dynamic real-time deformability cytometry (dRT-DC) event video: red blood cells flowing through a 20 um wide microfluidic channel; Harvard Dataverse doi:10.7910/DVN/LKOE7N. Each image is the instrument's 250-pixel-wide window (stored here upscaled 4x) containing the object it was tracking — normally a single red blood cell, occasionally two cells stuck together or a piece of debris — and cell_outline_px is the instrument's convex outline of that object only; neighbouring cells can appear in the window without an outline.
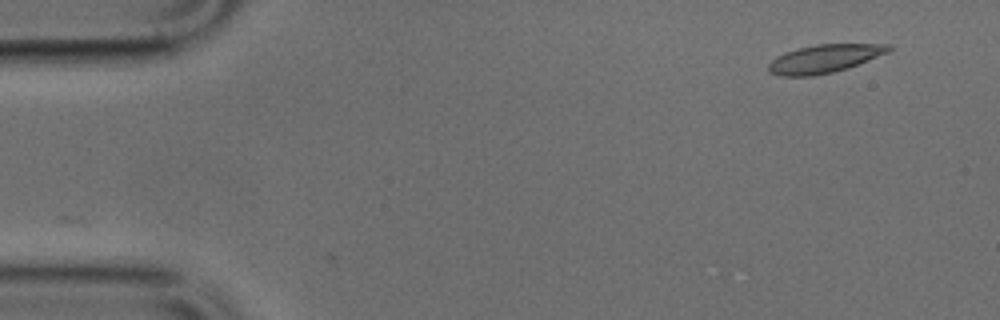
{"species": "common noctule bat (a hibernating species)", "species_latin": "Nyctalus noctula", "temperature_condition": "cold", "stored_images_in_passage": 39, "camera_frame_rate_fps": 3000, "um_per_image_px": 0.085, "animal": {"sex": "male", "body_mass_g": 17.9, "forearm_length_mm": 54.2}, "frame": {"image": 1, "passage_image": 1, "time_ms": 0.0, "image_size_px": [1000, 320], "cell_outline_px": [[892, 48], [888, 52], [848, 68], [832, 72], [812, 76], [780, 76], [768, 72], [768, 64], [776, 56], [800, 48], [816, 44], [892, 44]], "centroid_in_image_um": [70.07, 4.99], "position_along_channel_um": 14.9, "area_um2": 19.59}}
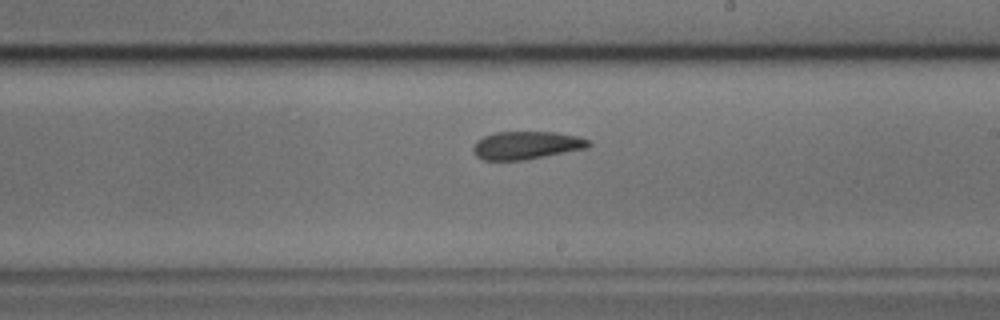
{"frame": {"image": 2, "passage_image": 26, "time_ms": 8.333, "image_size_px": [1000, 320], "cell_outline_px": [[592, 144], [588, 148], [524, 160], [484, 160], [476, 156], [472, 148], [476, 140], [484, 136], [496, 132], [556, 132], [580, 136], [592, 140]], "centroid_in_image_um": [44.79, 12.34], "position_along_channel_um": 244.2, "area_um2": 19.02}}
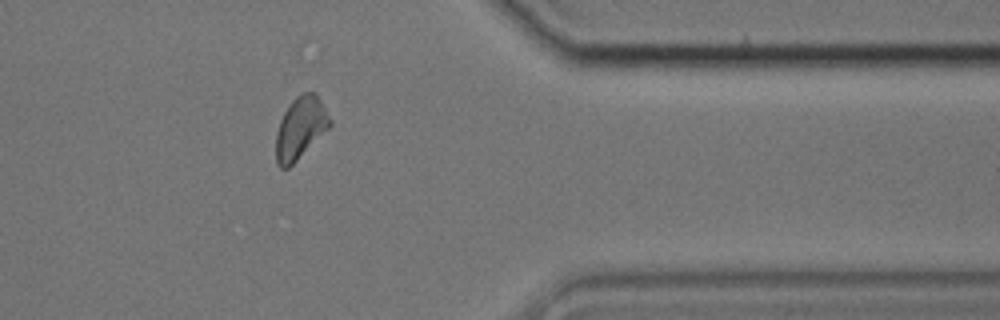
{"frame": {"image": 3, "passage_image": 38, "time_ms": 12.333, "image_size_px": [1000, 320], "cell_outline_px": [[332, 124], [288, 168], [280, 168], [276, 164], [276, 132], [280, 120], [284, 112], [292, 100], [296, 96], [304, 92], [316, 92], [332, 120]], "centroid_in_image_um": [25.52, 10.85], "position_along_channel_um": 385.9, "area_um2": 19.31}}